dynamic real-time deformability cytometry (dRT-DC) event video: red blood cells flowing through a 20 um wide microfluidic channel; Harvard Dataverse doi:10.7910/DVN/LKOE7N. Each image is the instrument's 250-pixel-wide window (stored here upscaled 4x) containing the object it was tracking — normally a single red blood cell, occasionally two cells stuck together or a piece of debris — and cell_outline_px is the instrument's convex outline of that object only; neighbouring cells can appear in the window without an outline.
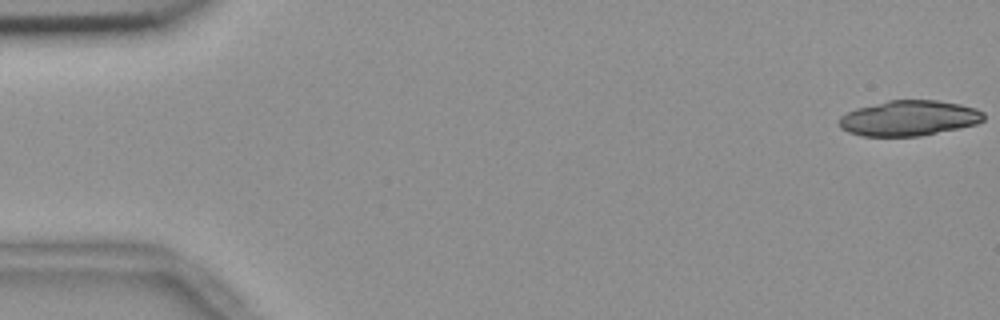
{"species": "common noctule bat (a hibernating species)", "species_latin": "Nyctalus noctula", "temperature_condition": "room temperature", "stored_images_in_passage": 15, "camera_frame_rate_fps": 3000, "um_per_image_px": 0.085, "animal": {"sex": "female", "body_mass_g": 18.4}, "frame": {"image": 1, "passage_image": 1, "time_ms": 0.0, "image_size_px": [1000, 320], "cell_outline_px": [[984, 120], [976, 124], [920, 136], [864, 136], [848, 132], [840, 128], [840, 116], [856, 108], [888, 100], [936, 100], [960, 104], [976, 108], [984, 112]], "centroid_in_image_um": [77.27, 10.04], "position_along_channel_um": 7.7, "area_um2": 29.71}}